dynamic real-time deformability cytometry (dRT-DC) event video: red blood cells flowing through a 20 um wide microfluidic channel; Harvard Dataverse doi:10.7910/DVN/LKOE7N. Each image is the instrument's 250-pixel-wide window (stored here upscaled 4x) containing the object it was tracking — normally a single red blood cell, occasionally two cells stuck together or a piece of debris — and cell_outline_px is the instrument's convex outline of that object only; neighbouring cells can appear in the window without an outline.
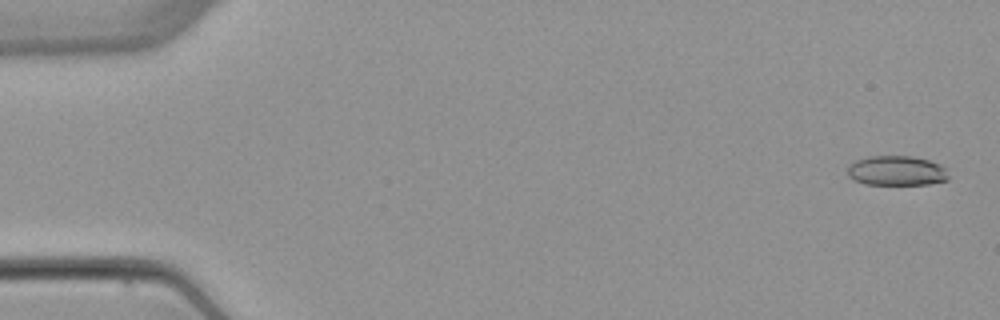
{"species": "common noctule bat (a hibernating species)", "species_latin": "Nyctalus noctula", "temperature_condition": "warm", "stored_images_in_passage": 5, "camera_frame_rate_fps": 3000, "um_per_image_px": 0.085, "animal": {"sex": "female", "body_mass_g": 22.7, "forearm_length_mm": 54.2}, "frame": {"image": 1, "passage_image": 1, "time_ms": 0.0, "image_size_px": [1000, 320], "cell_outline_px": [[948, 180], [928, 184], [864, 184], [848, 176], [848, 164], [856, 160], [868, 156], [912, 156], [928, 160], [940, 164], [948, 168]], "centroid_in_image_um": [76.23, 14.5], "position_along_channel_um": 8.8, "area_um2": 17.63}}
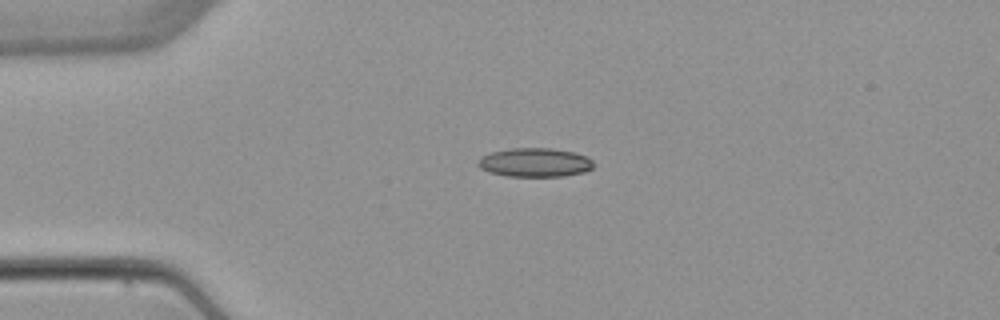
{"frame": {"image": 2, "passage_image": 4, "time_ms": 3.667, "image_size_px": [1000, 320], "cell_outline_px": [[592, 168], [584, 172], [564, 176], [508, 176], [488, 172], [480, 168], [476, 164], [480, 156], [492, 152], [512, 148], [552, 148], [576, 152], [588, 156], [592, 160]], "centroid_in_image_um": [45.46, 13.8], "position_along_channel_um": 39.5, "area_um2": 19.59}}